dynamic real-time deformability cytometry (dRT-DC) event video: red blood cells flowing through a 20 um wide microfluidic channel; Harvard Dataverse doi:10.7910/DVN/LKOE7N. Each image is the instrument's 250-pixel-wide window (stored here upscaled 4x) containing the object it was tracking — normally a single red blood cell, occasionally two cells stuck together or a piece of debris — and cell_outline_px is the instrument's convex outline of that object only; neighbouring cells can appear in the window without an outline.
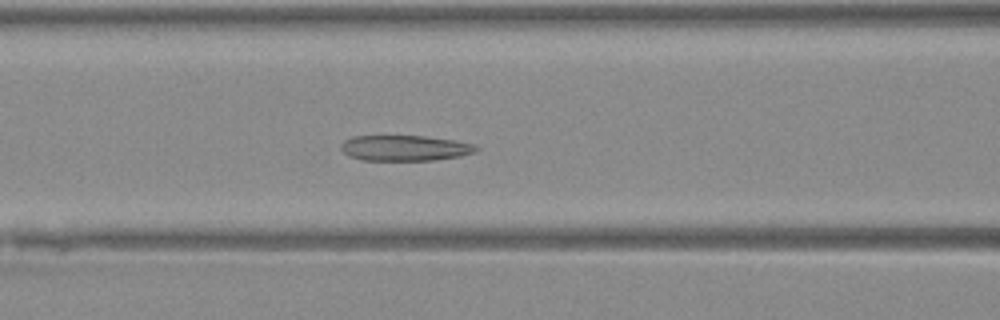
{"species": "Egyptian fruit bat (a non-hibernating species)", "species_latin": "Rousettus aegyptiacus", "temperature_condition": "warm", "stored_images_in_passage": 35, "camera_frame_rate_fps": 3000, "um_per_image_px": 0.085, "animal": {"sex": "female"}, "frame": {"image": 1, "passage_image": 7, "time_ms": 2.0, "image_size_px": [1000, 320], "cell_outline_px": [[480, 148], [476, 152], [460, 156], [432, 160], [360, 160], [348, 156], [340, 148], [340, 144], [344, 140], [352, 136], [424, 136], [452, 140], [476, 144]], "centroid_in_image_um": [34.4, 12.58], "position_along_channel_um": 132.2, "area_um2": 20.23}}
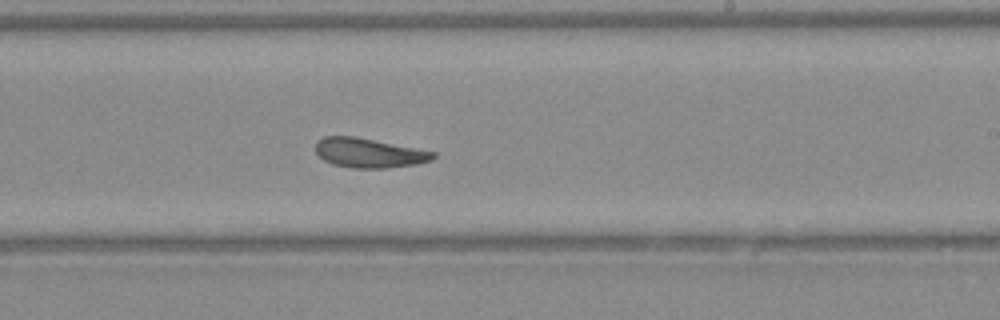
{"frame": {"image": 2, "passage_image": 16, "time_ms": 5.0, "image_size_px": [1000, 320], "cell_outline_px": [[436, 156], [432, 160], [416, 164], [388, 168], [352, 168], [332, 164], [324, 160], [316, 152], [316, 140], [324, 136], [352, 136], [436, 152]], "centroid_in_image_um": [31.34, 13.0], "position_along_channel_um": 257.7, "area_um2": 20.06}}
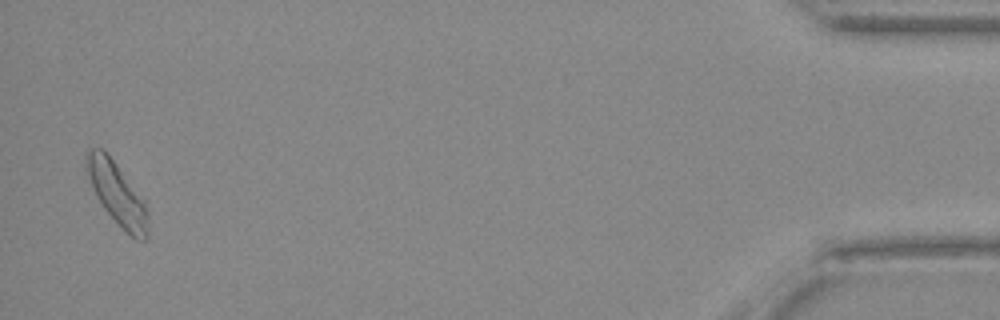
{"frame": {"image": 3, "passage_image": 34, "time_ms": 11.0, "image_size_px": [1000, 320], "cell_outline_px": [[148, 236], [144, 240], [136, 240], [104, 208], [92, 184], [88, 172], [88, 152], [92, 148], [100, 148], [116, 164], [144, 200], [148, 216]], "centroid_in_image_um": [10.03, 16.52], "position_along_channel_um": 425.2, "area_um2": 20.92}}